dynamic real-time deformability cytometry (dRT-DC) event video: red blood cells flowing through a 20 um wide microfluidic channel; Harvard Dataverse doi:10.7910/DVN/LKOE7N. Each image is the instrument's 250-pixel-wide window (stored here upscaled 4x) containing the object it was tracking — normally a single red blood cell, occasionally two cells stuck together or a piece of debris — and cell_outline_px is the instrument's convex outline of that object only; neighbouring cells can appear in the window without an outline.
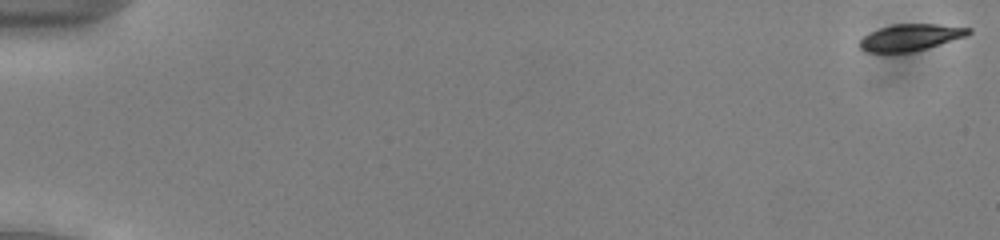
{"species": "common noctule bat (a hibernating species)", "species_latin": "Nyctalus noctula", "temperature_condition": "cold", "stored_images_in_passage": 38, "camera_frame_rate_fps": 3000, "um_per_image_px": 0.085, "animal": {"sex": "male", "body_mass_g": 13.0, "forearm_length_mm": 53.1}, "frame": {"image": 1, "passage_image": 1, "time_ms": 0.0, "image_size_px": [1000, 240], "cell_outline_px": [[972, 32], [964, 36], [912, 52], [868, 52], [860, 48], [860, 40], [864, 36], [880, 28], [892, 24], [936, 24], [972, 28]], "centroid_in_image_um": [77.38, 3.17], "position_along_channel_um": 7.6, "area_um2": 16.47}}
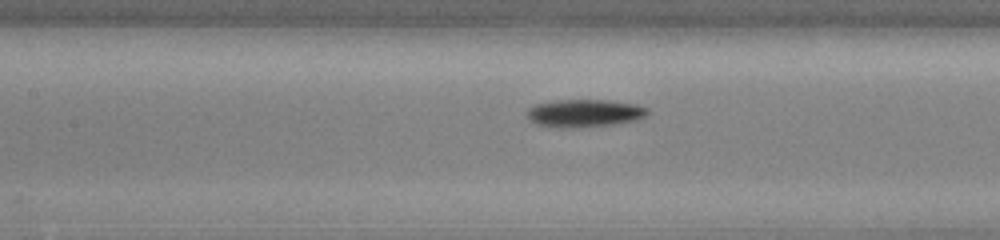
{"frame": {"image": 2, "passage_image": 26, "time_ms": 8.333, "image_size_px": [1000, 240], "cell_outline_px": [[652, 112], [636, 120], [612, 124], [572, 128], [548, 128], [536, 124], [528, 116], [528, 108], [536, 104], [556, 100], [608, 100], [636, 104], [648, 108]], "centroid_in_image_um": [49.68, 9.62], "position_along_channel_um": 157.7, "area_um2": 19.59}}
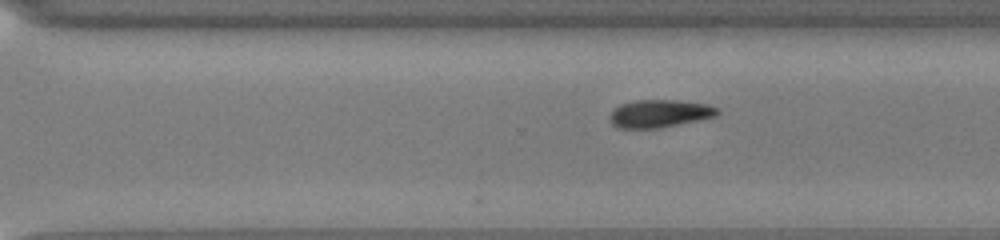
{"frame": {"image": 3, "passage_image": 38, "time_ms": 12.333, "image_size_px": [1000, 240], "cell_outline_px": [[720, 112], [716, 116], [656, 128], [616, 128], [608, 120], [608, 116], [620, 104], [632, 100], [676, 100], [708, 104], [720, 108]], "centroid_in_image_um": [56.03, 9.64], "position_along_channel_um": 314.6, "area_um2": 17.4}}